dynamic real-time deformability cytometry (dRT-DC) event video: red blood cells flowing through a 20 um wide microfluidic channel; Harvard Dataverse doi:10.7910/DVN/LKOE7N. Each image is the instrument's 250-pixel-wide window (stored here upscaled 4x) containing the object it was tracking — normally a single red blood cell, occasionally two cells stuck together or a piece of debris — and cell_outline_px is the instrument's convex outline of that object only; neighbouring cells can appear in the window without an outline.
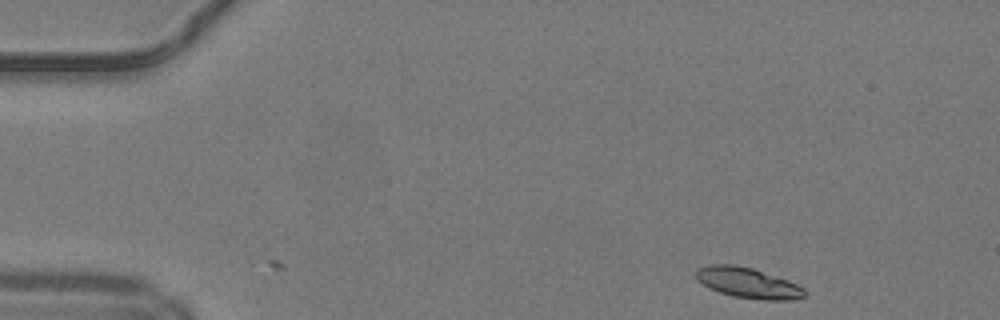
{"species": "common noctule bat (a hibernating species)", "species_latin": "Nyctalus noctula", "temperature_condition": "warm", "stored_images_in_passage": 44, "camera_frame_rate_fps": 3000, "um_per_image_px": 0.085, "animal": {"sex": "male", "body_mass_g": 19.2, "forearm_length_mm": 51.8}, "frame": {"image": 1, "passage_image": 1, "time_ms": 0.0, "image_size_px": [1000, 320], "cell_outline_px": [[804, 296], [792, 300], [764, 300], [732, 296], [708, 288], [696, 280], [696, 268], [708, 264], [736, 264], [752, 268], [788, 280], [804, 288]], "centroid_in_image_um": [63.52, 24.03], "position_along_channel_um": 21.5, "area_um2": 19.36}}
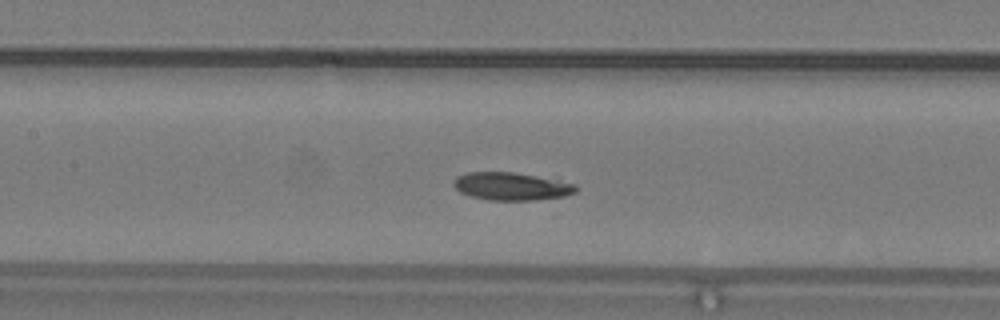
{"frame": {"image": 2, "passage_image": 18, "time_ms": 5.667, "image_size_px": [1000, 320], "cell_outline_px": [[580, 188], [576, 192], [564, 196], [532, 200], [488, 200], [472, 196], [460, 192], [452, 184], [452, 180], [456, 176], [468, 172], [512, 172], [536, 176], [576, 184]], "centroid_in_image_um": [43.45, 15.83], "position_along_channel_um": 164.0, "area_um2": 19.77}}
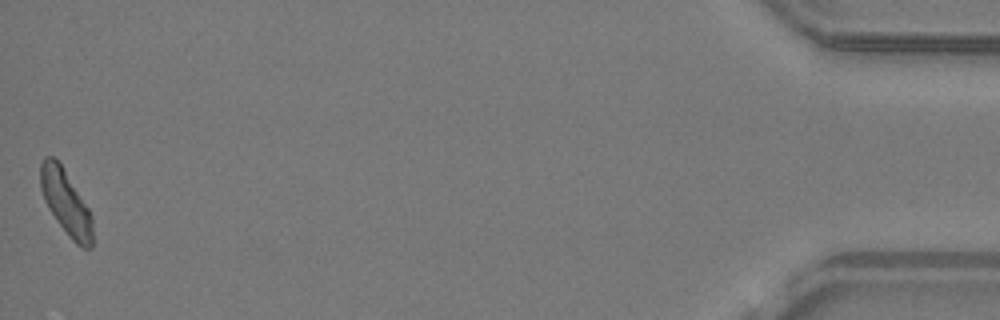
{"frame": {"image": 3, "passage_image": 44, "time_ms": 14.333, "image_size_px": [1000, 320], "cell_outline_px": [[92, 248], [80, 248], [68, 236], [56, 220], [48, 208], [44, 200], [40, 188], [40, 164], [44, 156], [52, 156], [60, 164], [88, 208], [92, 216]], "centroid_in_image_um": [5.58, 17.24], "position_along_channel_um": 429.6, "area_um2": 19.48}, "authors_computed_cell_mechanics": {"area_um2": 19.7387, "velocity_mm_per_s": 4.1775, "shape_relaxation_time_tau1_ms": 5.0469, "shape_relaxation_time_tau2_ms": 8.4186, "deformation_change_tau1": 0.1707, "deformation_change_tau2": 0.1606}}